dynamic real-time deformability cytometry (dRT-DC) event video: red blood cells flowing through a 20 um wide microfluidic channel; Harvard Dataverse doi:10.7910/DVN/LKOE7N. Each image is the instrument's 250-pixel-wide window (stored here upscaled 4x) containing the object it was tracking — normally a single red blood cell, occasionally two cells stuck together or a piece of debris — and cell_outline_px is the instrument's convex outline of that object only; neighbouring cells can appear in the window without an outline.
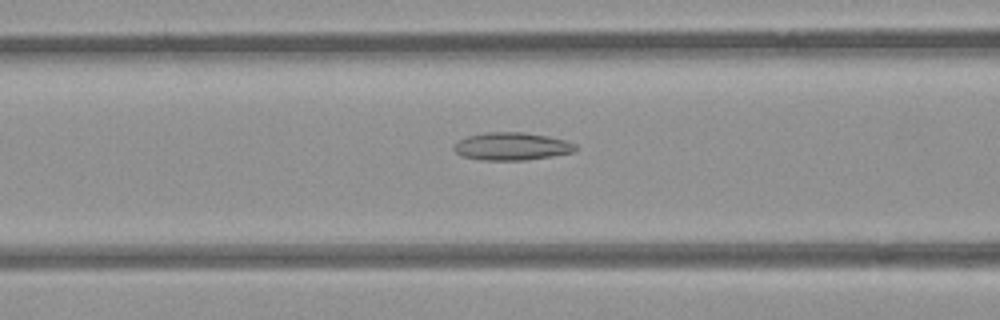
{"species": "common noctule bat (a hibernating species)", "species_latin": "Nyctalus noctula", "temperature_condition": "room temperature", "stored_images_in_passage": 47, "camera_frame_rate_fps": 3000, "um_per_image_px": 0.085, "animal": {"sex": "female", "body_mass_g": 21.9}, "frame": {"image": 1, "passage_image": 15, "time_ms": 4.667, "image_size_px": [1000, 320], "cell_outline_px": [[576, 148], [572, 152], [552, 156], [524, 160], [480, 160], [464, 156], [456, 152], [452, 148], [460, 140], [468, 136], [488, 132], [524, 132], [548, 136], [564, 140], [576, 144]], "centroid_in_image_um": [43.5, 12.44], "position_along_channel_um": 123.1, "area_um2": 19.42}}
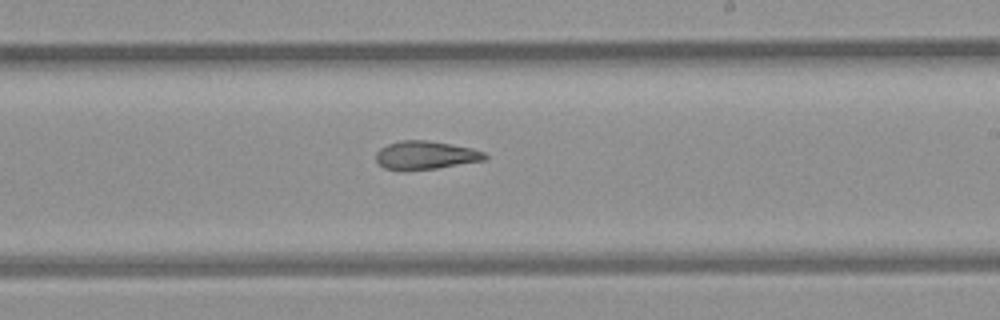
{"frame": {"image": 2, "passage_image": 25, "time_ms": 8.0, "image_size_px": [1000, 320], "cell_outline_px": [[488, 156], [484, 160], [436, 168], [384, 168], [376, 160], [376, 152], [380, 148], [388, 144], [404, 140], [424, 140], [472, 148], [484, 152]], "centroid_in_image_um": [36.19, 13.16], "position_along_channel_um": 252.8, "area_um2": 17.22}}
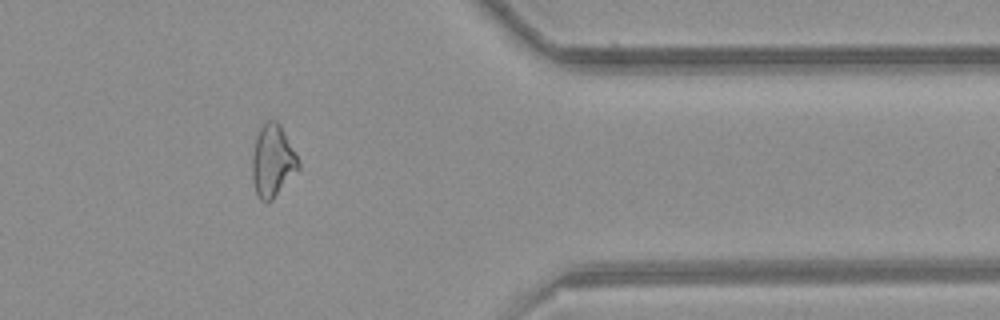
{"frame": {"image": 3, "passage_image": 37, "time_ms": 12.0, "image_size_px": [1000, 320], "cell_outline_px": [[300, 168], [272, 200], [260, 200], [256, 192], [252, 180], [252, 156], [256, 136], [260, 128], [268, 120], [276, 120], [280, 124], [300, 160]], "centroid_in_image_um": [23.18, 13.66], "position_along_channel_um": 388.2, "area_um2": 19.42}, "authors_computed_cell_mechanics": {"area_um2": 19.5942, "velocity_mm_per_s": 3.8914, "shape_relaxation_time_tau1_ms": null, "shape_relaxation_time_tau2_ms": 4.007, "deformation_change_tau1": null, "deformation_change_tau2": 0.1162}}